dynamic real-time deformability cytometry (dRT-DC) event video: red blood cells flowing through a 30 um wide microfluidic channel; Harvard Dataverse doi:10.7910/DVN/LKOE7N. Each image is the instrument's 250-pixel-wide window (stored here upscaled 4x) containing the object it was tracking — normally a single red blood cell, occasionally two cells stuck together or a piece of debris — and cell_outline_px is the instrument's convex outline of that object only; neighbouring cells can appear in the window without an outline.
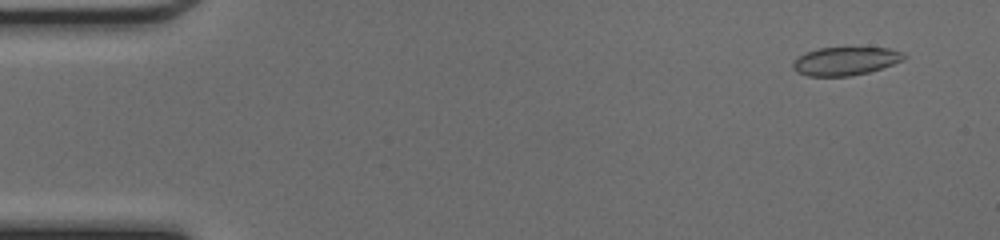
{"species": "common noctule bat (a hibernating species)", "species_latin": "Nyctalus noctula", "temperature_condition": "cold", "stored_images_in_passage": 46, "camera_frame_rate_fps": 3000, "um_per_image_px": 0.085, "animal": {"sex": "female", "body_mass_g": 17.0, "forearm_length_mm": 48.0}, "frame": {"image": 1, "passage_image": 3, "time_ms": 0.667, "image_size_px": [1000, 240], "cell_outline_px": [[908, 56], [904, 60], [868, 72], [848, 76], [808, 76], [796, 72], [792, 68], [792, 64], [804, 52], [820, 48], [888, 48], [904, 52]], "centroid_in_image_um": [71.86, 5.19], "position_along_channel_um": 13.1, "area_um2": 18.21}}
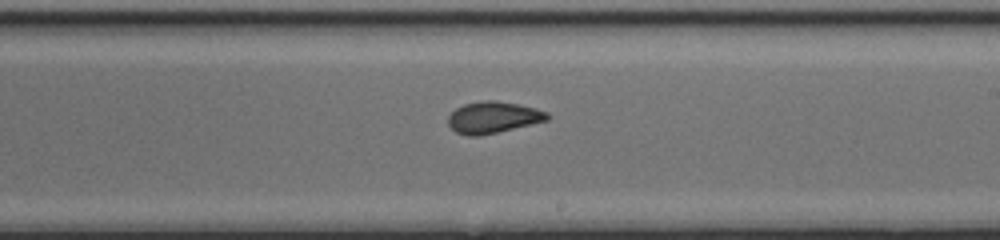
{"frame": {"image": 2, "passage_image": 28, "time_ms": 9.0, "image_size_px": [1000, 240], "cell_outline_px": [[552, 116], [548, 120], [480, 136], [468, 136], [456, 132], [448, 124], [448, 116], [456, 108], [464, 104], [484, 100], [496, 100], [536, 108], [548, 112]], "centroid_in_image_um": [41.92, 9.97], "position_along_channel_um": 247.1, "area_um2": 18.21}}
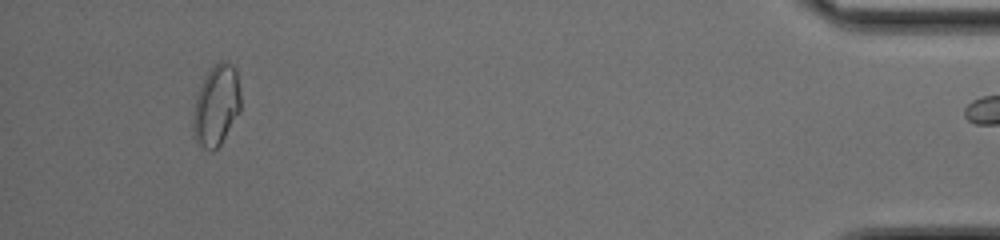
{"frame": {"image": 3, "passage_image": 45, "time_ms": 14.667, "image_size_px": [1000, 240], "cell_outline_px": [[240, 112], [220, 144], [212, 152], [196, 144], [192, 128], [192, 112], [196, 92], [208, 72], [220, 60], [224, 60], [232, 64], [236, 68], [240, 96]], "centroid_in_image_um": [18.36, 8.98], "position_along_channel_um": 416.8, "area_um2": 22.72}, "authors_computed_cell_mechanics": {"area_um2": 18.7561, "velocity_mm_per_s": 4.2807, "shape_relaxation_time_tau1_ms": 11.2069, "shape_relaxation_time_tau2_ms": 1.2314, "deformation_change_tau1": 0.2109, "deformation_change_tau2": 0.0643}}